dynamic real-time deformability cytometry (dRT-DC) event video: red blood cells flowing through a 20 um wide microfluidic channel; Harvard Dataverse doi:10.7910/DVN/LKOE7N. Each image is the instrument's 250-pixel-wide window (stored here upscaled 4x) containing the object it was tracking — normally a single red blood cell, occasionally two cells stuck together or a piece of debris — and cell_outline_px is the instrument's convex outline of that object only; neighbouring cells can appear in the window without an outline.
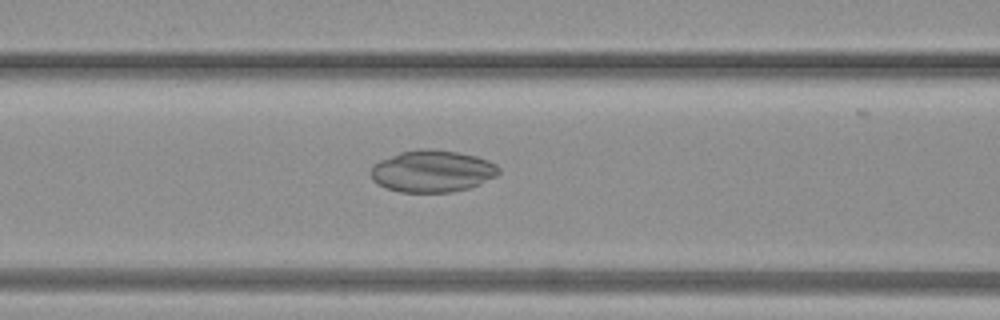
{"species": "common noctule bat (a hibernating species)", "species_latin": "Nyctalus noctula", "temperature_condition": "warm", "stored_images_in_passage": 40, "camera_frame_rate_fps": 3000, "um_per_image_px": 0.085, "animal": {"sex": "female", "body_mass_g": 19.3, "forearm_length_mm": 54.1}, "frame": {"image": 1, "passage_image": 17, "time_ms": 5.333, "image_size_px": [1000, 320], "cell_outline_px": [[500, 172], [496, 176], [480, 184], [468, 188], [452, 192], [400, 192], [384, 188], [376, 184], [372, 180], [372, 164], [380, 160], [400, 152], [420, 148], [432, 148], [456, 152], [476, 156], [488, 160], [496, 164], [500, 168]], "centroid_in_image_um": [36.73, 14.55], "position_along_channel_um": 129.9, "area_um2": 31.5}}
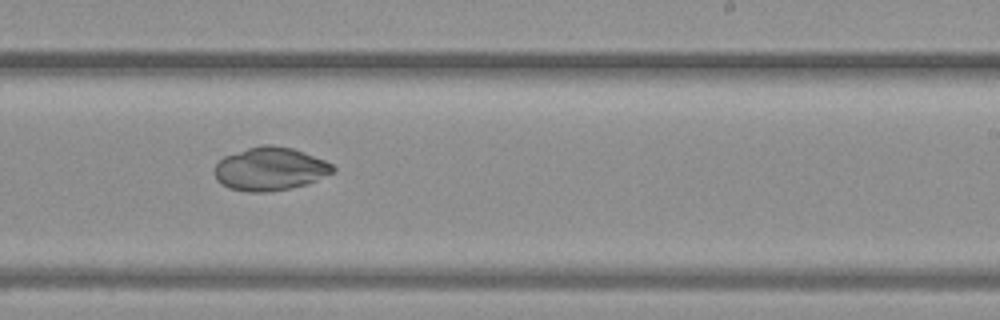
{"frame": {"image": 2, "passage_image": 25, "time_ms": 8.0, "image_size_px": [1000, 320], "cell_outline_px": [[336, 168], [332, 172], [308, 184], [292, 188], [268, 192], [248, 192], [228, 188], [220, 184], [216, 180], [212, 172], [216, 164], [224, 156], [260, 144], [272, 144], [292, 148], [304, 152], [324, 160], [332, 164]], "centroid_in_image_um": [22.91, 14.36], "position_along_channel_um": 266.1, "area_um2": 30.11}}
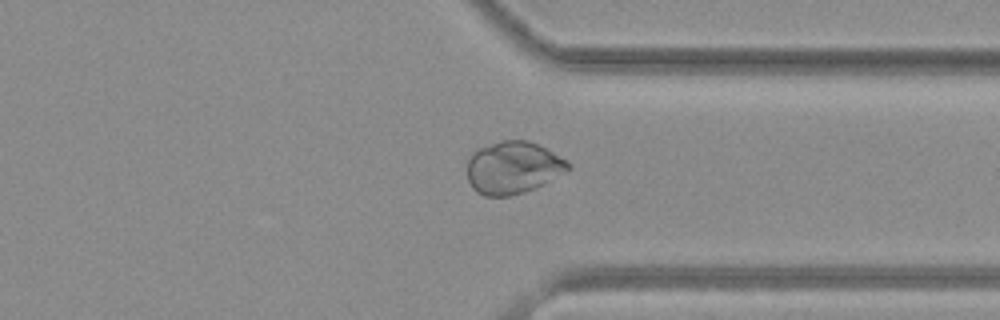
{"frame": {"image": 3, "passage_image": 31, "time_ms": 10.0, "image_size_px": [1000, 320], "cell_outline_px": [[572, 168], [568, 172], [524, 192], [508, 196], [484, 196], [476, 192], [472, 188], [468, 180], [468, 156], [476, 148], [500, 140], [528, 140], [568, 160], [572, 164]], "centroid_in_image_um": [43.6, 14.24], "position_along_channel_um": 367.8, "area_um2": 31.1}}